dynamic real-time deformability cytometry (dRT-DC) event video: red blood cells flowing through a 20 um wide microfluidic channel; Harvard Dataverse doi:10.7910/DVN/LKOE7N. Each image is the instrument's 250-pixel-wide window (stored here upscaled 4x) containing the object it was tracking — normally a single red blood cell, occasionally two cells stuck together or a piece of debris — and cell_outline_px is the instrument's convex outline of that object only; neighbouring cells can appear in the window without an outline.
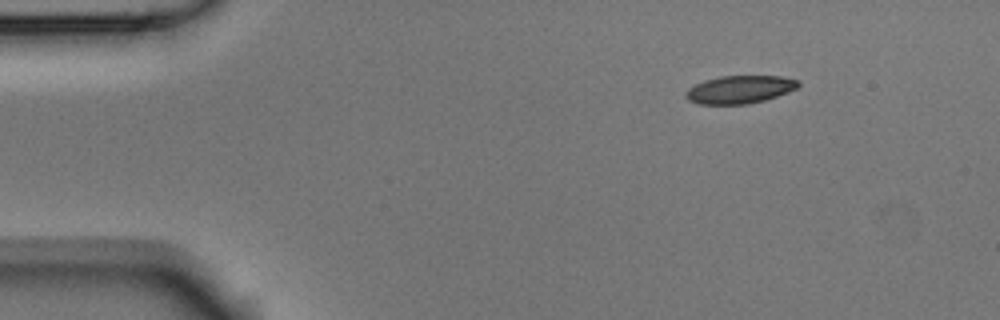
{"species": "Egyptian fruit bat (a non-hibernating species)", "species_latin": "Rousettus aegyptiacus", "temperature_condition": "room temperature", "stored_images_in_passage": 3, "camera_frame_rate_fps": 3000, "um_per_image_px": 0.085, "animal": {"sex": "male"}, "frame": {"image": 1, "passage_image": 1, "time_ms": 0.0, "image_size_px": [1000, 320], "cell_outline_px": [[800, 84], [796, 88], [788, 92], [764, 100], [748, 104], [700, 104], [688, 100], [684, 96], [684, 92], [688, 88], [704, 80], [720, 76], [784, 76], [800, 80]], "centroid_in_image_um": [62.87, 7.6], "position_along_channel_um": 22.1, "area_um2": 18.38}}
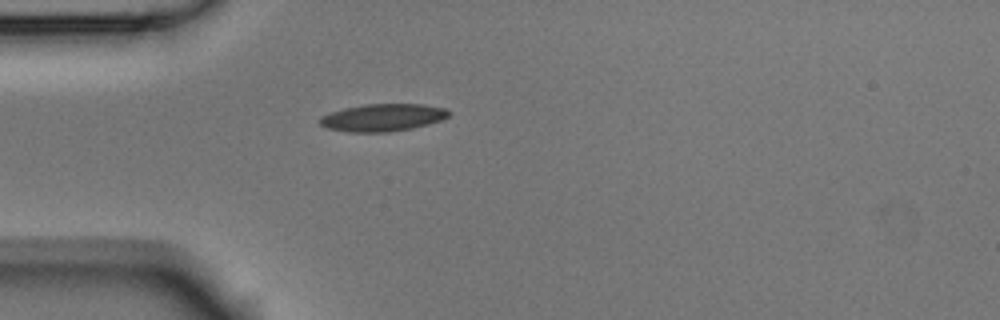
{"frame": {"image": 2, "passage_image": 3, "time_ms": 0.667, "image_size_px": [1000, 320], "cell_outline_px": [[448, 116], [440, 120], [412, 128], [388, 132], [348, 132], [328, 128], [320, 124], [320, 116], [344, 108], [364, 104], [424, 104], [444, 108], [448, 112]], "centroid_in_image_um": [32.5, 9.99], "position_along_channel_um": 52.5, "area_um2": 20.35}}